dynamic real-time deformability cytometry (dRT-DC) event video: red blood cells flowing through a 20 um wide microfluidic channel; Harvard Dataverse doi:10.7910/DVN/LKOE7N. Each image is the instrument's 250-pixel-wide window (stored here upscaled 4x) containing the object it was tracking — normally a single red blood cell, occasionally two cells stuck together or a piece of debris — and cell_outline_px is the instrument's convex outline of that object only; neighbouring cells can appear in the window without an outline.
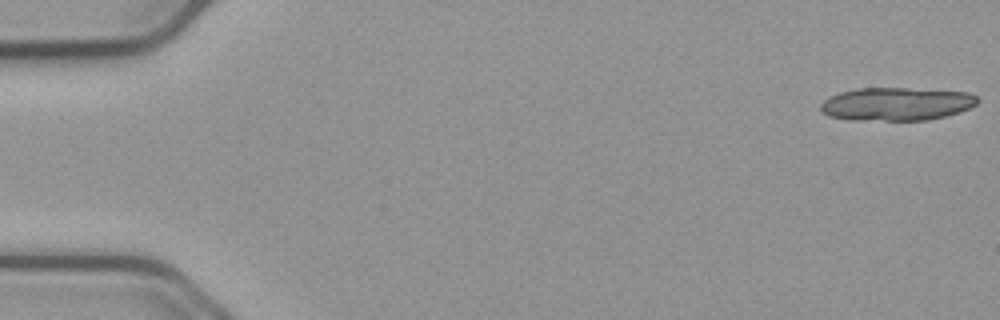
{"species": "common noctule bat (a hibernating species)", "species_latin": "Nyctalus noctula", "temperature_condition": "cold", "stored_images_in_passage": 19, "camera_frame_rate_fps": 3000, "um_per_image_px": 0.085, "animal": {"sex": "male", "body_mass_g": 23.1, "forearm_length_mm": 52.7}, "frame": {"image": 1, "passage_image": 1, "time_ms": 0.0, "image_size_px": [1000, 320], "cell_outline_px": [[980, 100], [976, 104], [960, 112], [928, 120], [848, 120], [828, 116], [820, 108], [820, 104], [828, 96], [840, 92], [856, 88], [908, 88], [968, 92], [976, 96]], "centroid_in_image_um": [76.18, 8.83], "position_along_channel_um": 8.8, "area_um2": 30.46}}